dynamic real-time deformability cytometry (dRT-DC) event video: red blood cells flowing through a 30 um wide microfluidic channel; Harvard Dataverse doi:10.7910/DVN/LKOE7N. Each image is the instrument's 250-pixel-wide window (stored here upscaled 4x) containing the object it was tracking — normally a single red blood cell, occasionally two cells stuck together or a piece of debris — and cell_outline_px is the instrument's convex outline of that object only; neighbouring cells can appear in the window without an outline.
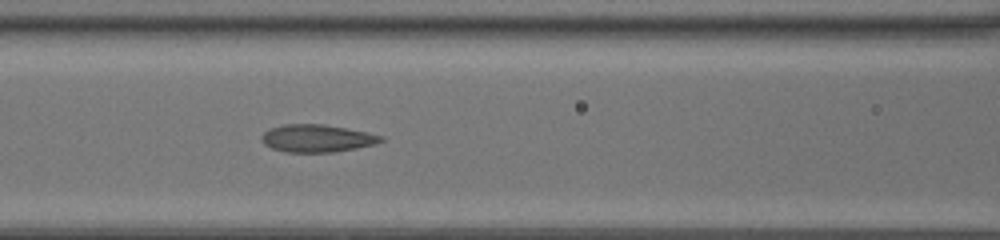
{"species": "common noctule bat (a hibernating species)", "species_latin": "Nyctalus noctula", "temperature_condition": "room temperature", "stored_images_in_passage": 16, "camera_frame_rate_fps": 3000, "um_per_image_px": 0.085, "animal": {"sex": "female", "body_mass_g": 20.0, "forearm_length_mm": 54.0}, "frame": {"image": 1, "passage_image": 10, "time_ms": 3.0, "image_size_px": [1000, 240], "cell_outline_px": [[384, 140], [376, 144], [356, 148], [332, 152], [284, 152], [272, 148], [264, 144], [260, 140], [260, 136], [268, 128], [284, 124], [324, 124], [368, 132], [384, 136]], "centroid_in_image_um": [26.92, 11.75], "position_along_channel_um": 139.7, "area_um2": 19.36}}